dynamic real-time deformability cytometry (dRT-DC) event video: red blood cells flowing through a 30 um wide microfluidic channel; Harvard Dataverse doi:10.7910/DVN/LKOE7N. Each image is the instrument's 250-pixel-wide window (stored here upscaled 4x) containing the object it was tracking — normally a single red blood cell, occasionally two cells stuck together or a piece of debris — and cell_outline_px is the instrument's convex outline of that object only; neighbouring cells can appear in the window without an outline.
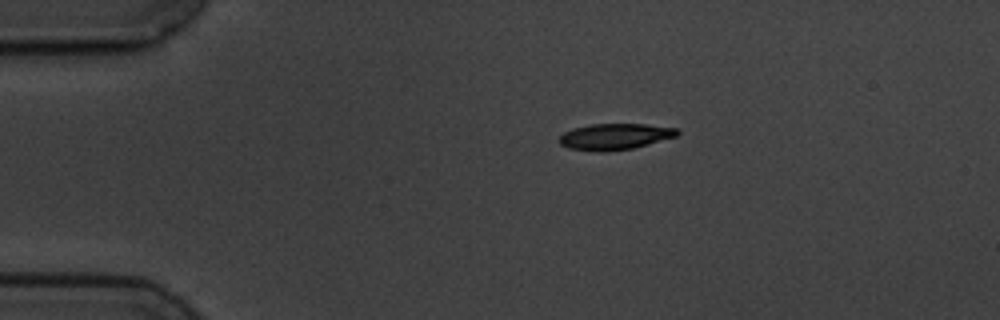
{"species": "common noctule bat (a hibernating species)", "species_latin": "Nyctalus noctula", "temperature_condition": "cold", "stored_images_in_passage": 9, "camera_frame_rate_fps": 3000, "um_per_image_px": 0.085, "animal": {"sex": "male", "body_mass_g": 19.5, "forearm_length_mm": 54.6}, "frame": {"image": 1, "passage_image": 1, "time_ms": 0.0, "image_size_px": [1000, 320], "cell_outline_px": [[680, 132], [676, 136], [632, 148], [604, 152], [596, 152], [568, 148], [560, 144], [556, 140], [564, 132], [572, 128], [588, 124], [644, 124], [676, 128]], "centroid_in_image_um": [52.18, 11.61], "position_along_channel_um": 32.8, "area_um2": 18.03}}
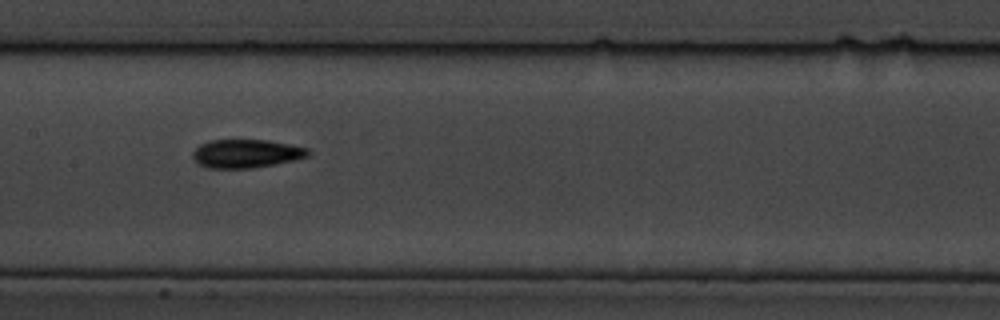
{"frame": {"image": 2, "passage_image": 6, "time_ms": 5.667, "image_size_px": [1000, 320], "cell_outline_px": [[312, 152], [308, 156], [292, 160], [252, 168], [208, 168], [200, 164], [192, 156], [192, 152], [200, 144], [208, 140], [268, 140], [308, 148]], "centroid_in_image_um": [20.91, 13.04], "position_along_channel_um": 186.5, "area_um2": 18.96}}
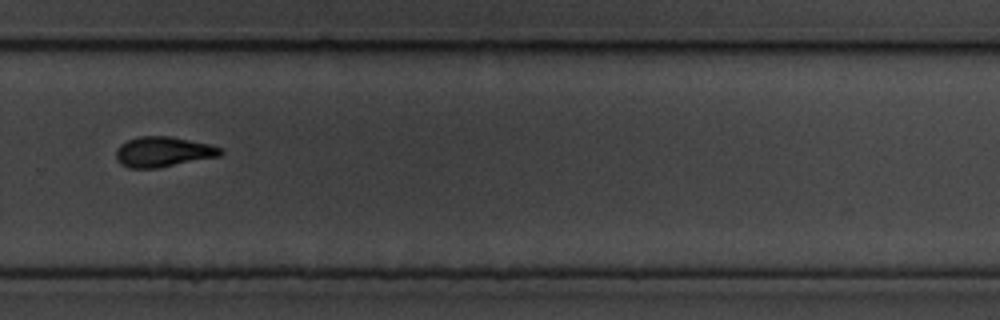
{"frame": {"image": 3, "passage_image": 9, "time_ms": 9.333, "image_size_px": [1000, 320], "cell_outline_px": [[224, 152], [220, 156], [156, 168], [128, 168], [120, 164], [116, 160], [116, 152], [120, 144], [128, 140], [140, 136], [172, 136], [208, 144], [224, 148]], "centroid_in_image_um": [13.87, 12.9], "position_along_channel_um": 315.9, "area_um2": 18.44}}